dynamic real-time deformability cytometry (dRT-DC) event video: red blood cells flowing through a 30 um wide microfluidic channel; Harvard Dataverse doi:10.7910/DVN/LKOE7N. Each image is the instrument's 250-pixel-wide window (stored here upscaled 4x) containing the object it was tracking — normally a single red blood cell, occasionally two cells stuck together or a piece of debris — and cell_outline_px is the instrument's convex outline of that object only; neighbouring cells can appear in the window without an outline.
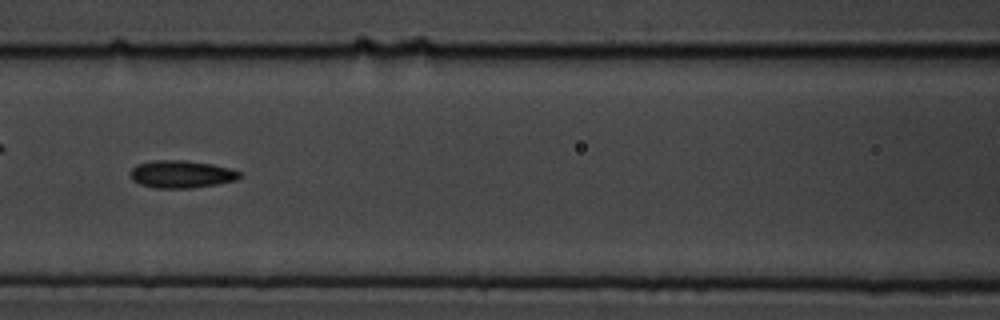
{"species": "common noctule bat (a hibernating species)", "species_latin": "Nyctalus noctula", "temperature_condition": "cold", "stored_images_in_passage": 13, "camera_frame_rate_fps": 3000, "um_per_image_px": 0.085, "animal": {"sex": "male", "body_mass_g": 19.5, "forearm_length_mm": 54.6}, "frame": {"image": 1, "passage_image": 8, "time_ms": 2.333, "image_size_px": [1000, 320], "cell_outline_px": [[240, 176], [236, 180], [216, 184], [192, 188], [156, 188], [140, 184], [132, 180], [128, 172], [136, 164], [152, 160], [184, 160], [212, 164], [228, 168], [240, 172]], "centroid_in_image_um": [15.35, 14.8], "position_along_channel_um": 151.2, "area_um2": 17.57}}
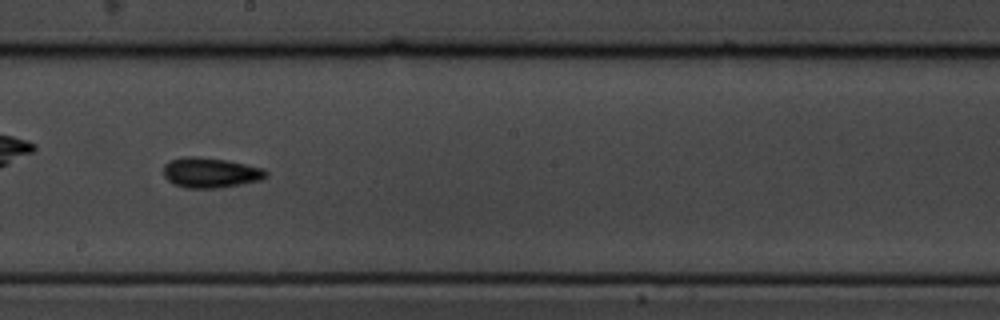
{"frame": {"image": 2, "passage_image": 10, "time_ms": 3.0, "image_size_px": [1000, 320], "cell_outline_px": [[268, 176], [260, 180], [220, 188], [188, 188], [176, 184], [168, 180], [164, 176], [164, 164], [168, 160], [180, 156], [200, 156], [228, 160], [264, 168], [268, 172]], "centroid_in_image_um": [17.89, 14.65], "position_along_channel_um": 230.3, "area_um2": 18.26}}
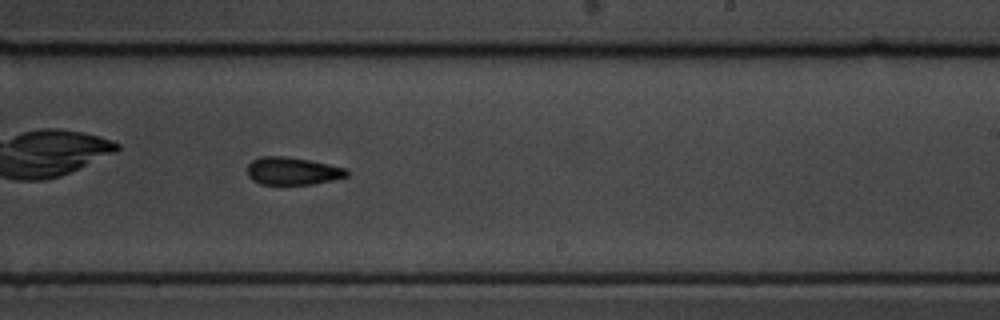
{"frame": {"image": 3, "passage_image": 11, "time_ms": 3.333, "image_size_px": [1000, 320], "cell_outline_px": [[352, 172], [348, 176], [332, 180], [312, 184], [260, 184], [252, 180], [248, 176], [248, 164], [252, 160], [260, 156], [284, 156], [308, 160], [348, 168]], "centroid_in_image_um": [24.89, 14.53], "position_along_channel_um": 264.1, "area_um2": 16.13}}